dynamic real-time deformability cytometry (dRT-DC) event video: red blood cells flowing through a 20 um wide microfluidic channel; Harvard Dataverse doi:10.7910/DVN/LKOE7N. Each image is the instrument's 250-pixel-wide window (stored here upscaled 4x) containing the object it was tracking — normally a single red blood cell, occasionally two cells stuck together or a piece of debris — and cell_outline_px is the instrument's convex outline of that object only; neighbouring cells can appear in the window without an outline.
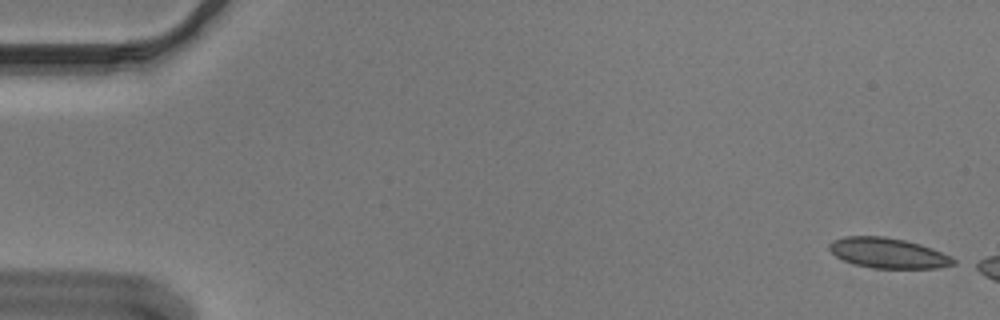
{"species": "Egyptian fruit bat (a non-hibernating species)", "species_latin": "Rousettus aegyptiacus", "temperature_condition": "cold", "stored_images_in_passage": 7, "camera_frame_rate_fps": 3000, "um_per_image_px": 0.085, "animal": {"sex": "male"}, "frame": {"image": 1, "passage_image": 1, "time_ms": 0.0, "image_size_px": [1000, 320], "cell_outline_px": [[956, 264], [936, 268], [872, 268], [856, 264], [844, 260], [836, 256], [828, 248], [828, 244], [832, 240], [844, 236], [884, 236], [904, 240], [920, 244], [932, 248], [952, 256], [956, 260]], "centroid_in_image_um": [75.5, 21.5], "position_along_channel_um": 9.5, "area_um2": 21.91}}